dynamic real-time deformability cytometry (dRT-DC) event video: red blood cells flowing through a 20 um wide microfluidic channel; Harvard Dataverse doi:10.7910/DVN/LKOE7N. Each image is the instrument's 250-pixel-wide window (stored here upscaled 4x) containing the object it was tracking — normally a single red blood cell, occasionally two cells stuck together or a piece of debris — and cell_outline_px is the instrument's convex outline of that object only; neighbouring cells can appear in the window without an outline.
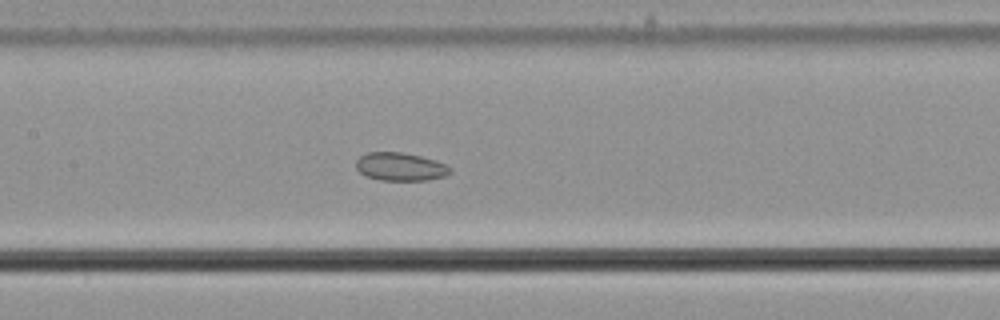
{"species": "common noctule bat (a hibernating species)", "species_latin": "Nyctalus noctula", "temperature_condition": "cold", "stored_images_in_passage": 58, "segment_of_instrument_passage": [2, 2], "camera_frame_rate_fps": 3000, "um_per_image_px": 0.085, "animal": {"sex": "male", "body_mass_g": 21.5, "forearm_length_mm": 52.0}, "frame": {"image": 1, "passage_image": 29, "time_ms": 9.333, "image_size_px": [1000, 320], "cell_outline_px": [[452, 172], [444, 176], [428, 180], [380, 180], [364, 176], [356, 168], [356, 160], [360, 156], [368, 152], [400, 152], [420, 156], [436, 160], [452, 168]], "centroid_in_image_um": [34.02, 14.17], "position_along_channel_um": 173.4, "area_um2": 15.49}}
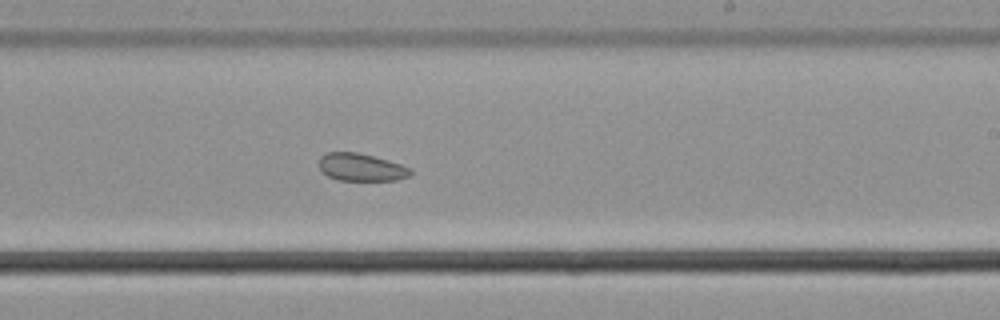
{"frame": {"image": 2, "passage_image": 36, "time_ms": 11.667, "image_size_px": [1000, 320], "cell_outline_px": [[412, 176], [396, 180], [336, 180], [320, 172], [320, 156], [328, 152], [356, 152], [388, 160], [412, 168]], "centroid_in_image_um": [30.71, 14.22], "position_along_channel_um": 258.3, "area_um2": 14.8}}
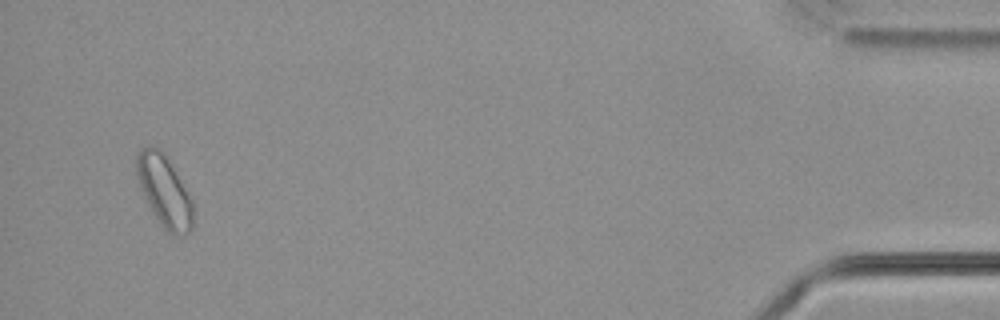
{"frame": {"image": 3, "passage_image": 56, "time_ms": 18.333, "image_size_px": [1000, 320], "cell_outline_px": [[192, 228], [184, 236], [172, 236], [160, 224], [152, 212], [136, 180], [136, 152], [140, 148], [148, 144], [152, 144], [160, 148], [168, 160], [192, 200]], "centroid_in_image_um": [13.92, 16.22], "position_along_channel_um": 421.3, "area_um2": 23.58}}